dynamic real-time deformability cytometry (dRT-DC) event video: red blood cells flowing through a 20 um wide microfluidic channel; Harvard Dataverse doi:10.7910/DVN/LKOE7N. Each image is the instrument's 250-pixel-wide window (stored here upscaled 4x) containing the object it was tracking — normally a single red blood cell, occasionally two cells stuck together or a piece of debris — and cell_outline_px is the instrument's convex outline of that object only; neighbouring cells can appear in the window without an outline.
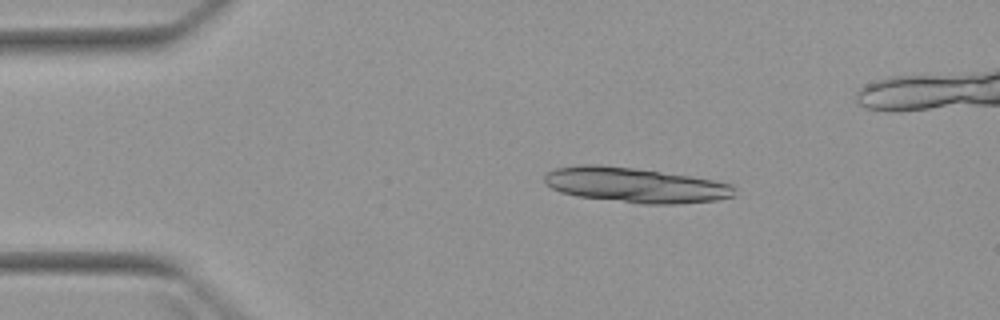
{"species": "Egyptian fruit bat (a non-hibernating species)", "species_latin": "Rousettus aegyptiacus", "temperature_condition": "warm", "stored_images_in_passage": 6, "segment_of_instrument_passage": [1, 2], "camera_frame_rate_fps": 3000, "um_per_image_px": 0.085, "animal": {"sex": "female"}, "frame": {"image": 1, "passage_image": 3, "time_ms": 2.333, "image_size_px": [1000, 320], "cell_outline_px": [[736, 196], [716, 200], [676, 204], [640, 204], [576, 196], [560, 192], [552, 188], [544, 180], [544, 172], [556, 168], [580, 164], [600, 164], [632, 168], [688, 176], [712, 180], [732, 184], [736, 188]], "centroid_in_image_um": [53.98, 15.74], "position_along_channel_um": 31.0, "area_um2": 38.84}}